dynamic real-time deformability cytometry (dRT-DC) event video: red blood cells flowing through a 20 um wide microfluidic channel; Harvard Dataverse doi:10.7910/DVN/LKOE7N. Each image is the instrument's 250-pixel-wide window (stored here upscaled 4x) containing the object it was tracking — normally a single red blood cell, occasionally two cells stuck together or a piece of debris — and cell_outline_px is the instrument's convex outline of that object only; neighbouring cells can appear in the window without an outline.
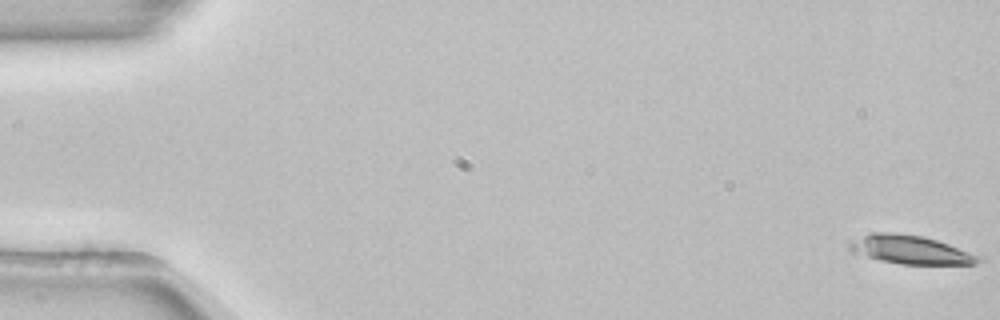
{"species": "common noctule bat (a hibernating species)", "species_latin": "Nyctalus noctula", "temperature_condition": "room temperature", "stored_images_in_passage": 54, "camera_frame_rate_fps": 3000, "um_per_image_px": 0.085, "animal": {"sex": "female", "body_mass_g": 22.7, "forearm_length_mm": 54.2}, "frame": {"image": 1, "passage_image": 1, "time_ms": 0.0, "image_size_px": [1000, 320], "cell_outline_px": [[984, 260], [976, 264], [900, 264], [856, 256], [848, 248], [848, 244], [852, 240], [872, 232], [896, 232], [924, 236], [984, 256]], "centroid_in_image_um": [77.37, 21.23], "position_along_channel_um": 7.6, "area_um2": 22.02}}
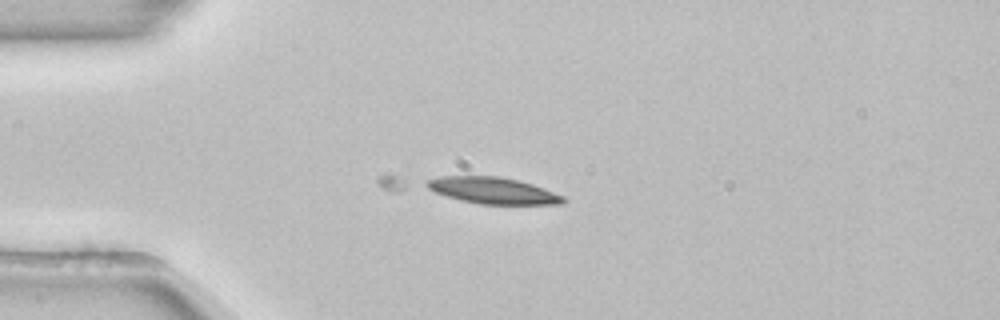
{"frame": {"image": 2, "passage_image": 14, "time_ms": 4.333, "image_size_px": [1000, 320], "cell_outline_px": [[568, 200], [564, 204], [480, 204], [460, 200], [436, 192], [420, 184], [428, 180], [440, 176], [496, 176], [520, 180], [532, 184], [564, 196]], "centroid_in_image_um": [41.9, 16.19], "position_along_channel_um": 43.1, "area_um2": 21.1}}